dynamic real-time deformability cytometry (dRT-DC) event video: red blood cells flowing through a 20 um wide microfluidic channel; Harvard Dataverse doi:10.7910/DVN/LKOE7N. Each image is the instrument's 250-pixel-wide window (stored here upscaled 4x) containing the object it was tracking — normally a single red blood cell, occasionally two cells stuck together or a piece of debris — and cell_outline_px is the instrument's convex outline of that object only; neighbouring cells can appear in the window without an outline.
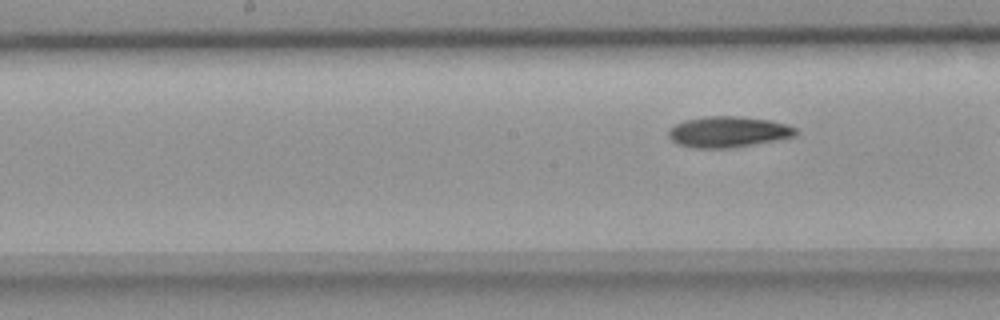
{"species": "common noctule bat (a hibernating species)", "species_latin": "Nyctalus noctula", "temperature_condition": "room temperature", "stored_images_in_passage": 8, "segment_of_instrument_passage": [2, 2], "camera_frame_rate_fps": 3000, "um_per_image_px": 0.085, "animal": {"sex": "female", "body_mass_g": 18.4}, "frame": {"image": 1, "passage_image": 8, "time_ms": 2.333, "image_size_px": [1000, 320], "cell_outline_px": [[796, 136], [776, 140], [728, 148], [692, 148], [676, 144], [668, 136], [668, 132], [676, 124], [684, 120], [704, 116], [744, 116], [768, 120], [784, 124], [796, 128]], "centroid_in_image_um": [61.86, 11.2], "position_along_channel_um": 186.3, "area_um2": 22.83}}